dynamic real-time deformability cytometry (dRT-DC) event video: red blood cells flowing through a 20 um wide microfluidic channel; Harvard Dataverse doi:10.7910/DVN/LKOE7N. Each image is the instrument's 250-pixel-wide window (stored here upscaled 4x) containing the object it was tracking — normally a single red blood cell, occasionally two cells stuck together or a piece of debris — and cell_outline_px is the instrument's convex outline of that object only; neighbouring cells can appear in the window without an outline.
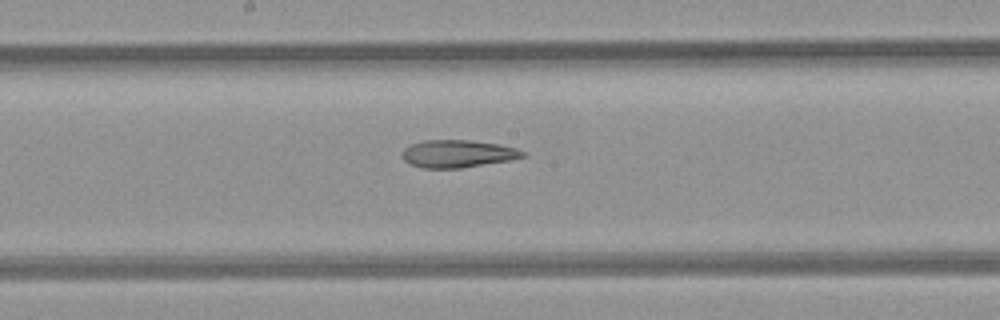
{"species": "common noctule bat (a hibernating species)", "species_latin": "Nyctalus noctula", "temperature_condition": "room temperature", "stored_images_in_passage": 10, "segment_of_instrument_passage": [1, 2], "camera_frame_rate_fps": 3000, "um_per_image_px": 0.085, "animal": {"sex": "female", "body_mass_g": 21.9}, "frame": {"image": 1, "passage_image": 9, "time_ms": 10.333, "image_size_px": [1000, 320], "cell_outline_px": [[528, 156], [512, 160], [460, 168], [424, 168], [412, 164], [404, 160], [400, 152], [404, 148], [412, 144], [424, 140], [472, 140], [500, 144], [516, 148], [524, 152]], "centroid_in_image_um": [38.94, 13.06], "position_along_channel_um": 209.3, "area_um2": 19.48}}